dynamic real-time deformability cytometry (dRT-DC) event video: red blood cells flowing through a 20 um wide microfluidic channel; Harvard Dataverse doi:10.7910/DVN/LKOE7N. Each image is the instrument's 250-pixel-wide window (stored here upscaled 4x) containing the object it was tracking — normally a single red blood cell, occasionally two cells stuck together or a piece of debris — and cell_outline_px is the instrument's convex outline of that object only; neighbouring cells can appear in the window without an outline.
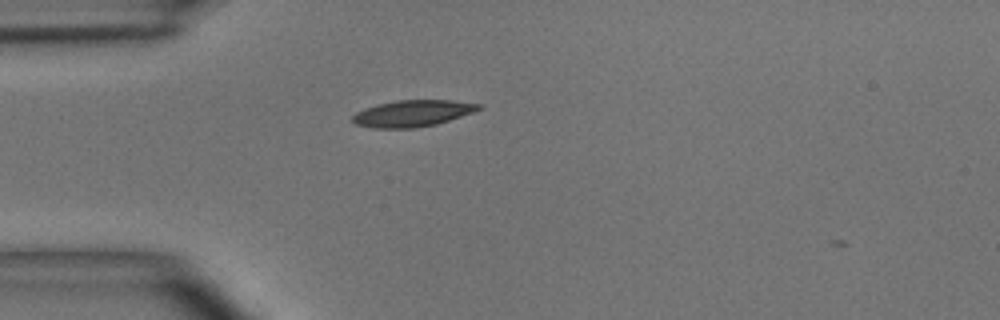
{"species": "common noctule bat (a hibernating species)", "species_latin": "Nyctalus noctula", "temperature_condition": "room temperature", "stored_images_in_passage": 36, "camera_frame_rate_fps": 3000, "um_per_image_px": 0.085, "animal": {"sex": "male", "body_mass_g": 15.6}, "frame": {"image": 1, "passage_image": 1, "time_ms": 0.0, "image_size_px": [1000, 320], "cell_outline_px": [[484, 108], [436, 124], [416, 128], [372, 128], [356, 124], [352, 120], [352, 116], [356, 112], [364, 108], [376, 104], [396, 100], [452, 100], [480, 104]], "centroid_in_image_um": [35.04, 9.63], "position_along_channel_um": 50.0, "area_um2": 19.48}}
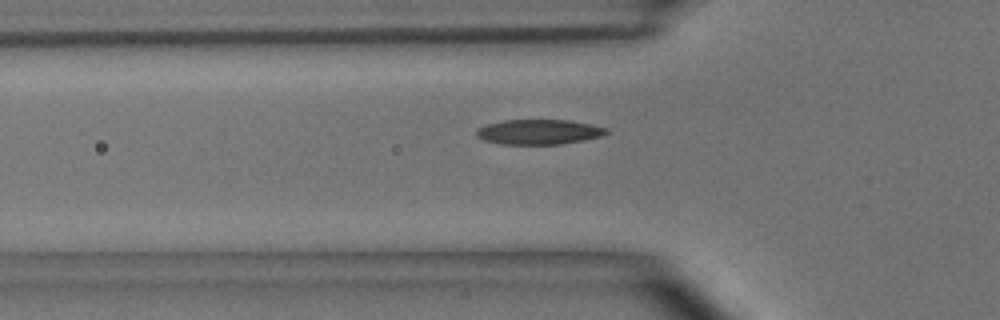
{"frame": {"image": 2, "passage_image": 4, "time_ms": 1.0, "image_size_px": [1000, 320], "cell_outline_px": [[608, 132], [600, 136], [560, 144], [500, 144], [484, 140], [476, 136], [476, 128], [488, 124], [504, 120], [568, 120], [592, 124], [608, 128]], "centroid_in_image_um": [45.77, 11.2], "position_along_channel_um": 80.0, "area_um2": 18.79}}
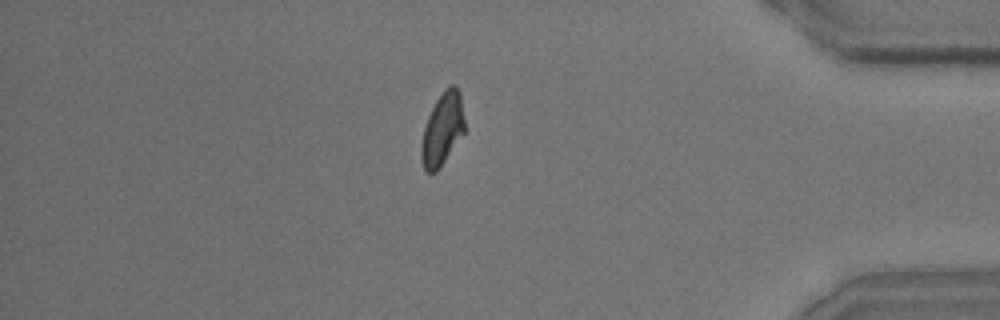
{"frame": {"image": 3, "passage_image": 30, "time_ms": 9.667, "image_size_px": [1000, 320], "cell_outline_px": [[464, 132], [436, 172], [428, 172], [424, 168], [420, 156], [420, 144], [424, 128], [428, 116], [436, 100], [444, 88], [452, 84], [456, 84], [460, 92], [464, 120]], "centroid_in_image_um": [37.59, 10.94], "position_along_channel_um": 397.6, "area_um2": 18.15}, "authors_computed_cell_mechanics": {"area_um2": 18.6694, "velocity_mm_per_s": 4.0495, "shape_relaxation_time_tau1_ms": 3.0857, "shape_relaxation_time_tau2_ms": 2.2154, "deformation_change_tau1": 0.1368, "deformation_change_tau2": 0.0739}}